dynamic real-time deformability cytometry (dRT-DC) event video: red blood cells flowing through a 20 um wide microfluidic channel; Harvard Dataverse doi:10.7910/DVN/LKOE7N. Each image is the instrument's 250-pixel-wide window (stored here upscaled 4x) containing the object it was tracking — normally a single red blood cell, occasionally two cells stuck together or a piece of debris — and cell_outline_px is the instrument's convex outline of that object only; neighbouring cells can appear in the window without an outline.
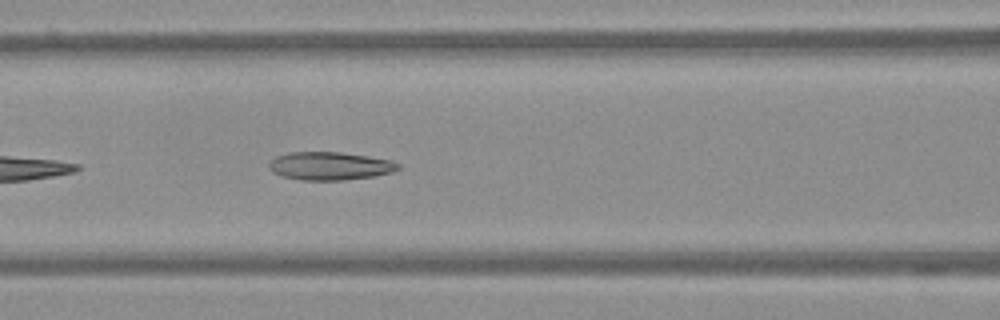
{"species": "Egyptian fruit bat (a non-hibernating species)", "species_latin": "Rousettus aegyptiacus", "temperature_condition": "warm", "stored_images_in_passage": 40, "camera_frame_rate_fps": 3000, "um_per_image_px": 0.085, "frame": {"image": 1, "passage_image": 8, "time_ms": 2.333, "image_size_px": [1000, 320], "cell_outline_px": [[400, 168], [392, 172], [372, 176], [344, 180], [300, 180], [280, 176], [272, 172], [268, 168], [268, 164], [276, 156], [288, 152], [340, 152], [368, 156], [392, 160], [400, 164]], "centroid_in_image_um": [28.01, 14.1], "position_along_channel_um": 138.6, "area_um2": 21.27}}
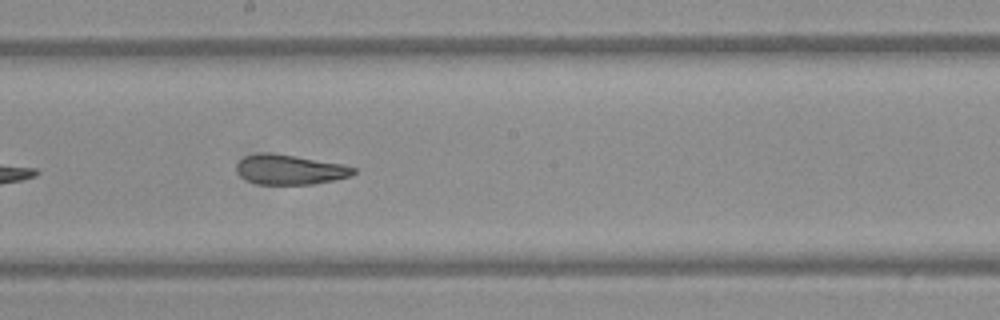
{"frame": {"image": 2, "passage_image": 15, "time_ms": 4.667, "image_size_px": [1000, 320], "cell_outline_px": [[356, 172], [348, 176], [332, 180], [312, 184], [256, 184], [240, 176], [236, 172], [236, 164], [244, 156], [264, 152], [272, 152], [344, 164], [356, 168]], "centroid_in_image_um": [24.6, 14.4], "position_along_channel_um": 223.6, "area_um2": 20.35}}
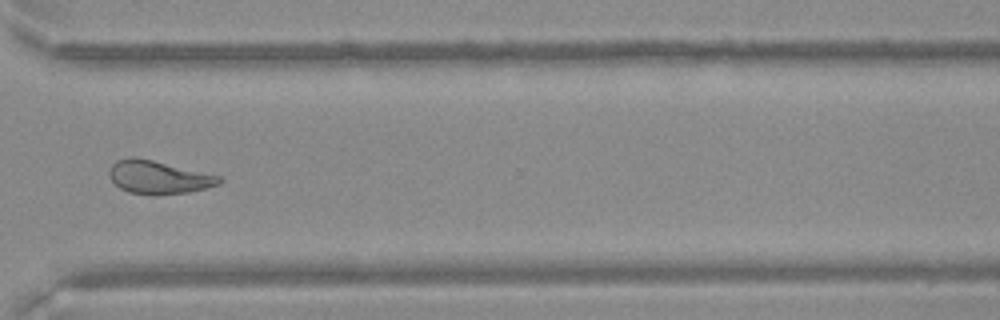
{"frame": {"image": 3, "passage_image": 26, "time_ms": 8.333, "image_size_px": [1000, 320], "cell_outline_px": [[224, 180], [220, 184], [208, 188], [188, 192], [128, 192], [120, 188], [108, 176], [108, 172], [112, 164], [116, 160], [132, 156], [136, 156], [220, 176]], "centroid_in_image_um": [13.47, 15.02], "position_along_channel_um": 357.1, "area_um2": 20.63}}